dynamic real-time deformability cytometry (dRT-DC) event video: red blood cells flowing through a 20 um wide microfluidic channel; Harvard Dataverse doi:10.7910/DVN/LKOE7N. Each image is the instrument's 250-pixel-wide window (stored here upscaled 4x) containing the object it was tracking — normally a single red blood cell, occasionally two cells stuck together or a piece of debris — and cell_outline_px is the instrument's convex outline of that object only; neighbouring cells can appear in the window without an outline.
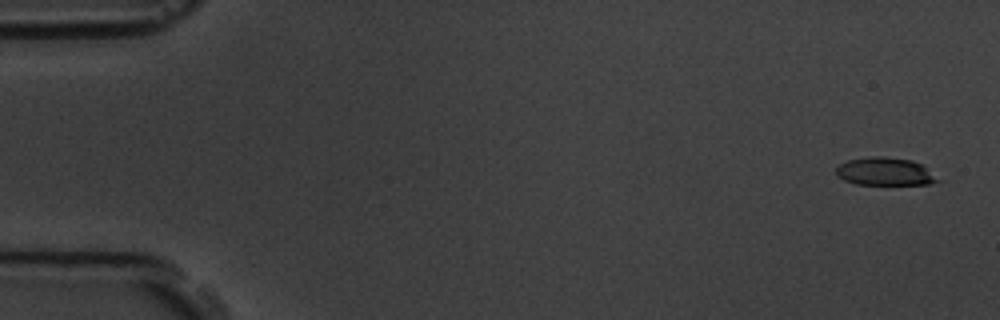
{"species": "common noctule bat (a hibernating species)", "species_latin": "Nyctalus noctula", "temperature_condition": "room temperature", "stored_images_in_passage": 6, "segment_of_instrument_passage": [2, 2], "camera_frame_rate_fps": 3000, "um_per_image_px": 0.085, "animal": {"sex": "male", "body_mass_g": 19.5, "forearm_length_mm": 54.6}, "frame": {"image": 1, "passage_image": 6, "time_ms": 6.667, "image_size_px": [1000, 320], "cell_outline_px": [[944, 180], [928, 184], [856, 184], [844, 180], [836, 176], [836, 168], [840, 164], [848, 160], [872, 156], [884, 156], [912, 160], [920, 164]], "centroid_in_image_um": [75.24, 14.58], "position_along_channel_um": 9.8, "area_um2": 16.59}}